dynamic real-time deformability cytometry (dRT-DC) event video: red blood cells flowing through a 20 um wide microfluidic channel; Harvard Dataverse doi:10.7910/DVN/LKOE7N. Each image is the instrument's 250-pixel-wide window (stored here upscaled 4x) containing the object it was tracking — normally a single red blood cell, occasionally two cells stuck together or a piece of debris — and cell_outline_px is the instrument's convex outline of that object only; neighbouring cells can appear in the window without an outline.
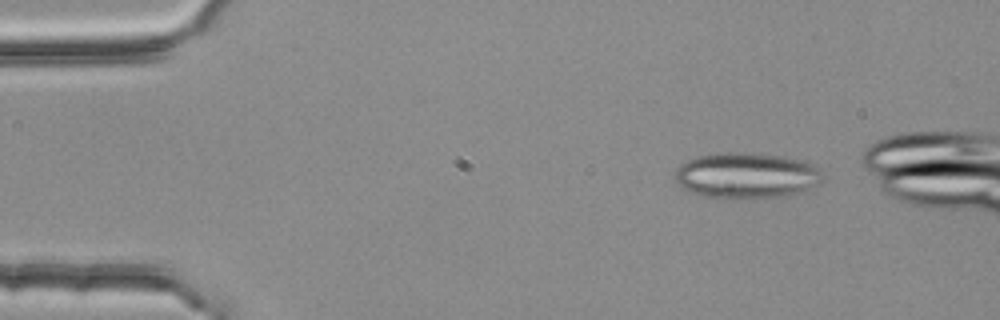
{"species": "common noctule bat (a hibernating species)", "species_latin": "Nyctalus noctula", "temperature_condition": "room temperature", "stored_images_in_passage": 2, "camera_frame_rate_fps": 3000, "um_per_image_px": 0.085, "animal": {"sex": "female", "body_mass_g": 25.1}, "frame": {"image": 1, "passage_image": 1, "time_ms": 0.0, "image_size_px": [1000, 320], "cell_outline_px": [[824, 180], [820, 184], [804, 192], [784, 196], [736, 200], [724, 200], [704, 196], [692, 192], [684, 188], [672, 176], [676, 168], [680, 164], [696, 156], [724, 152], [748, 152], [784, 156], [800, 160], [812, 164], [820, 168], [824, 176]], "centroid_in_image_um": [63.48, 14.94], "position_along_channel_um": 21.5, "area_um2": 40.52}}